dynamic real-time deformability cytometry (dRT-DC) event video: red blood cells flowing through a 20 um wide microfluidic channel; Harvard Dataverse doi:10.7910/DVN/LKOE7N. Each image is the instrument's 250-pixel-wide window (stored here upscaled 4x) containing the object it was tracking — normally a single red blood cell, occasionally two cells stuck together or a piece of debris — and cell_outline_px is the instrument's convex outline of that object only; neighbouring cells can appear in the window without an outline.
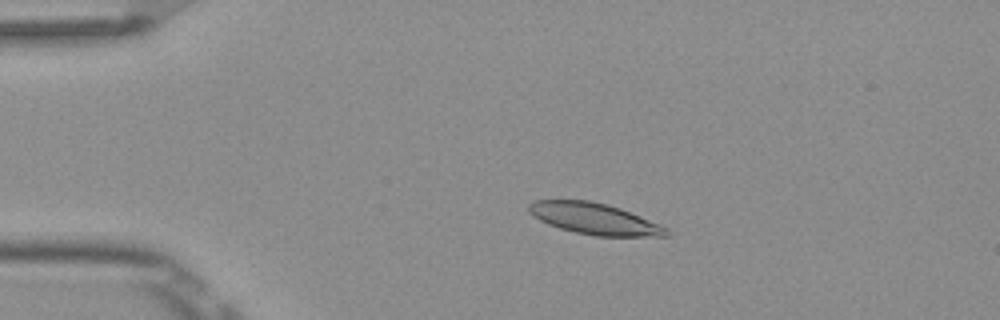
{"species": "Egyptian fruit bat (a non-hibernating species)", "species_latin": "Rousettus aegyptiacus", "temperature_condition": "room temperature", "stored_images_in_passage": 4, "camera_frame_rate_fps": 3000, "um_per_image_px": 0.085, "frame": {"image": 1, "passage_image": 3, "time_ms": 0.667, "image_size_px": [1000, 320], "cell_outline_px": [[668, 236], [596, 236], [576, 232], [560, 228], [548, 224], [540, 220], [528, 212], [528, 204], [532, 200], [588, 200], [608, 204], [620, 208], [660, 224], [668, 228]], "centroid_in_image_um": [50.51, 18.58], "position_along_channel_um": 34.5, "area_um2": 25.03}}